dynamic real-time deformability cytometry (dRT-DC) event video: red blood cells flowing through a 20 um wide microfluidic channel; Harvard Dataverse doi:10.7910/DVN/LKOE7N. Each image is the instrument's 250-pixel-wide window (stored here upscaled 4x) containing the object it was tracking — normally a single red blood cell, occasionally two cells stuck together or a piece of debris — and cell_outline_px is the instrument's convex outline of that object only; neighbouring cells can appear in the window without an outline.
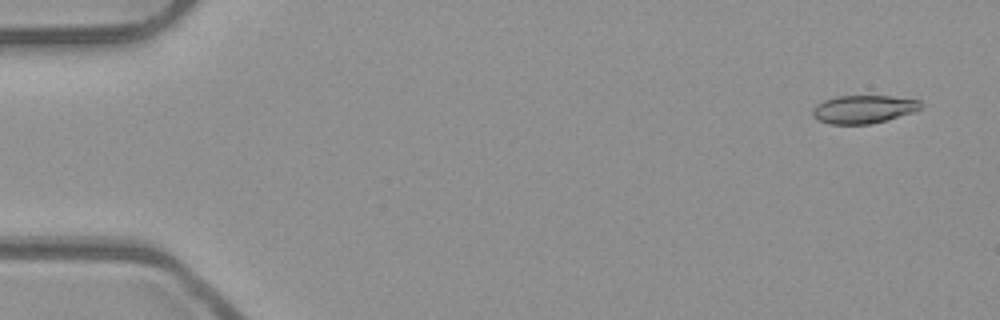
{"species": "common noctule bat (a hibernating species)", "species_latin": "Nyctalus noctula", "temperature_condition": "room temperature", "stored_images_in_passage": 53, "camera_frame_rate_fps": 3000, "um_per_image_px": 0.085, "animal": {"sex": "male", "body_mass_g": 23.1, "forearm_length_mm": 52.7}, "frame": {"image": 1, "passage_image": 3, "time_ms": 0.667, "image_size_px": [1000, 320], "cell_outline_px": [[920, 108], [912, 112], [888, 120], [872, 124], [828, 124], [812, 116], [812, 108], [816, 104], [824, 100], [836, 96], [892, 96], [920, 100]], "centroid_in_image_um": [73.36, 9.29], "position_along_channel_um": 11.6, "area_um2": 17.74}}
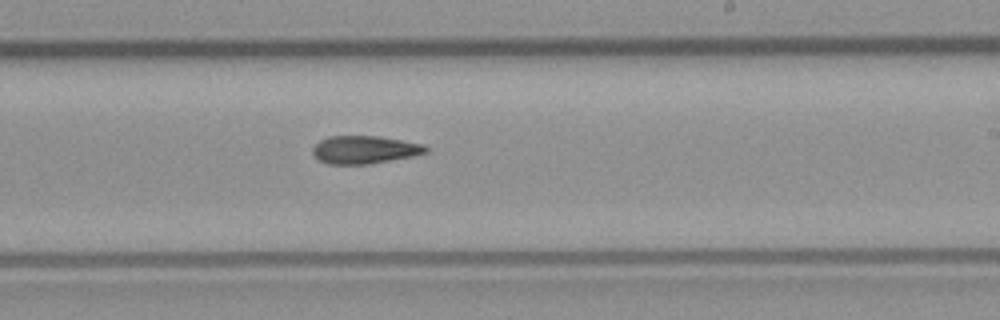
{"frame": {"image": 2, "passage_image": 32, "time_ms": 10.333, "image_size_px": [1000, 320], "cell_outline_px": [[428, 152], [412, 156], [368, 164], [328, 164], [320, 160], [312, 152], [312, 148], [320, 140], [328, 136], [380, 136], [424, 144], [428, 148]], "centroid_in_image_um": [31.0, 12.71], "position_along_channel_um": 258.0, "area_um2": 18.32}}
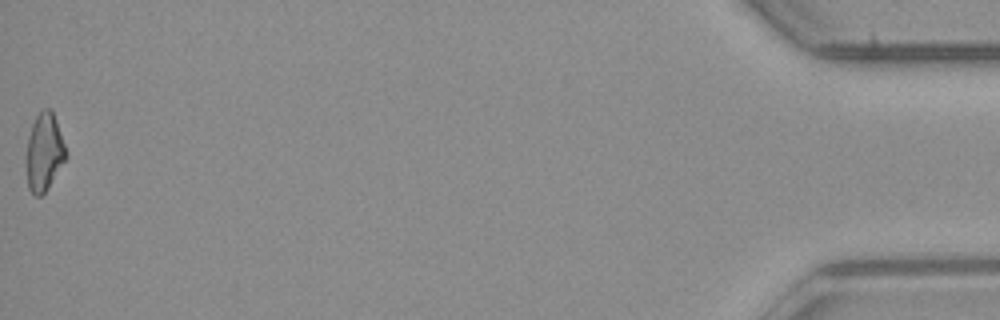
{"frame": {"image": 3, "passage_image": 53, "time_ms": 17.333, "image_size_px": [1000, 320], "cell_outline_px": [[68, 156], [48, 188], [40, 196], [36, 196], [28, 188], [24, 160], [28, 136], [32, 124], [36, 116], [44, 108], [52, 108]], "centroid_in_image_um": [3.73, 12.94], "position_along_channel_um": 431.5, "area_um2": 18.26}, "authors_computed_cell_mechanics": {"area_um2": 18.4382, "velocity_mm_per_s": 3.9542, "shape_relaxation_time_tau1_ms": null, "shape_relaxation_time_tau2_ms": 6.6604, "deformation_change_tau1": null, "deformation_change_tau2": 0.1761}}